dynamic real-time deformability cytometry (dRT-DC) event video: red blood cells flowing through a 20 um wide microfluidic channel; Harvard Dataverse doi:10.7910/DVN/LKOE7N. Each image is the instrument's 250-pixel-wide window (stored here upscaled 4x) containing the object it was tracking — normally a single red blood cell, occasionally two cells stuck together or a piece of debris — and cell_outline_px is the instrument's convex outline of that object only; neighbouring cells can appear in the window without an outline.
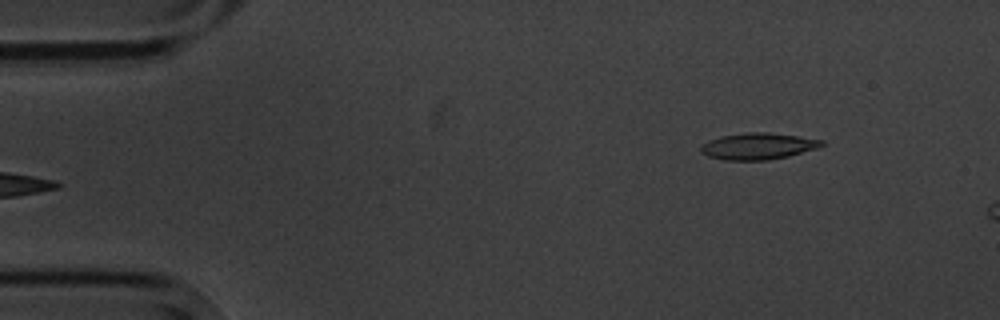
{"species": "common noctule bat (a hibernating species)", "species_latin": "Nyctalus noctula", "temperature_condition": "cold", "stored_images_in_passage": 7, "camera_frame_rate_fps": 3000, "um_per_image_px": 0.085, "animal": {"sex": "male", "body_mass_g": 20.1, "forearm_length_mm": 53.5}, "frame": {"image": 1, "passage_image": 7, "time_ms": 7.0, "image_size_px": [1000, 320], "cell_outline_px": [[824, 144], [820, 148], [788, 156], [768, 160], [724, 160], [708, 156], [700, 152], [700, 148], [708, 140], [720, 136], [748, 132], [768, 132], [824, 140]], "centroid_in_image_um": [64.44, 12.43], "position_along_channel_um": 20.6, "area_um2": 18.73}}